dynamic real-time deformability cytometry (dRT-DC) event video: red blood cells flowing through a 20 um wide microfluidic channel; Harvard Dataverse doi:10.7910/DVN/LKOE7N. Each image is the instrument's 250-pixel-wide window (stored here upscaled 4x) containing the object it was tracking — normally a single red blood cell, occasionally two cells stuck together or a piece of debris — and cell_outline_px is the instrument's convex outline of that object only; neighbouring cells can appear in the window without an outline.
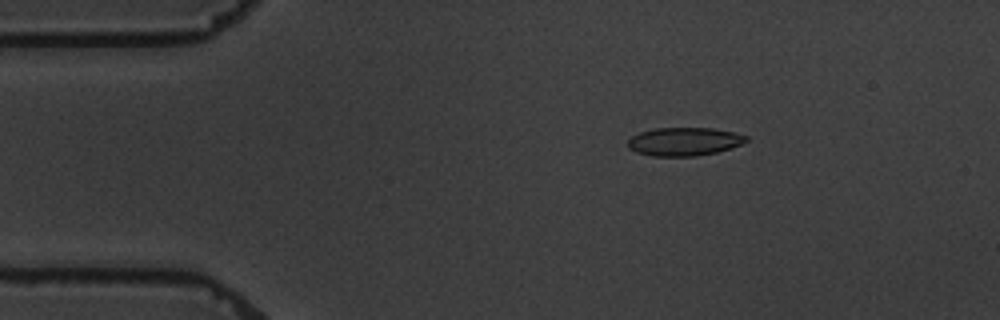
{"species": "common noctule bat (a hibernating species)", "species_latin": "Nyctalus noctula", "temperature_condition": "warm", "stored_images_in_passage": 7, "camera_frame_rate_fps": 3000, "um_per_image_px": 0.085, "animal": {"sex": "male", "body_mass_g": 19.5, "forearm_length_mm": 54.6}, "frame": {"image": 1, "passage_image": 2, "time_ms": 2.0, "image_size_px": [1000, 320], "cell_outline_px": [[748, 140], [732, 148], [716, 152], [696, 156], [652, 156], [636, 152], [628, 148], [628, 140], [632, 136], [640, 132], [656, 128], [712, 128], [736, 132], [748, 136]], "centroid_in_image_um": [58.17, 12.03], "position_along_channel_um": 26.8, "area_um2": 19.59}}
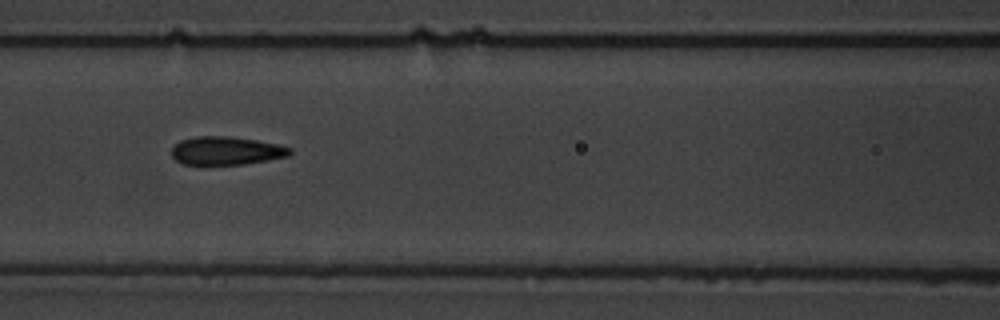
{"frame": {"image": 2, "passage_image": 6, "time_ms": 7.0, "image_size_px": [1000, 320], "cell_outline_px": [[292, 152], [288, 156], [268, 160], [244, 164], [180, 164], [172, 156], [172, 148], [180, 140], [196, 136], [228, 136], [256, 140], [276, 144], [292, 148]], "centroid_in_image_um": [19.22, 12.81], "position_along_channel_um": 147.4, "area_um2": 19.42}}
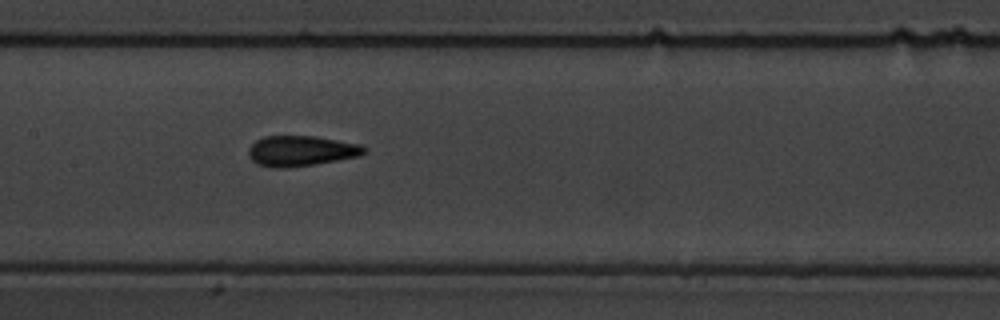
{"frame": {"image": 3, "passage_image": 7, "time_ms": 8.0, "image_size_px": [1000, 320], "cell_outline_px": [[368, 152], [360, 156], [316, 164], [288, 168], [272, 168], [256, 164], [248, 156], [248, 148], [256, 140], [264, 136], [316, 136], [360, 144], [368, 148]], "centroid_in_image_um": [25.6, 12.83], "position_along_channel_um": 181.8, "area_um2": 20.87}}